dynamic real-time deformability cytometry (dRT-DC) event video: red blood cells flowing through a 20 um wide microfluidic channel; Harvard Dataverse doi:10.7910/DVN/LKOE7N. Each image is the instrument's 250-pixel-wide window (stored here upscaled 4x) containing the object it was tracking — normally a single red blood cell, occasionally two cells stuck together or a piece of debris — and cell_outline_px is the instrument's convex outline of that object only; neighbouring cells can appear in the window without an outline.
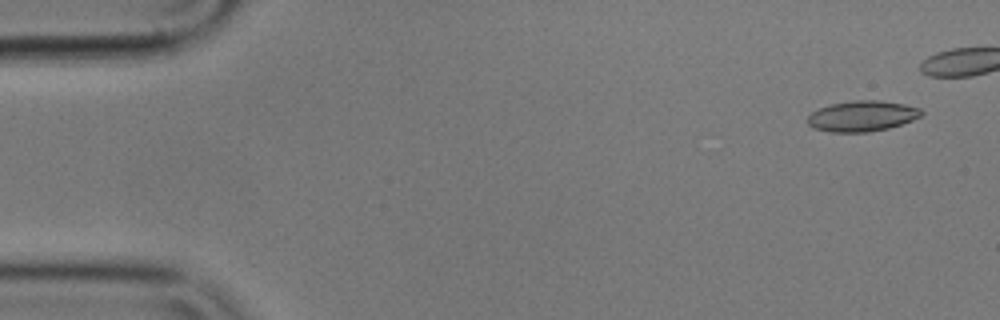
{"species": "common noctule bat (a hibernating species)", "species_latin": "Nyctalus noctula", "temperature_condition": "cold", "stored_images_in_passage": 17, "camera_frame_rate_fps": 3000, "um_per_image_px": 0.085, "animal": {"sex": "male", "body_mass_g": 17.9}, "frame": {"image": 1, "passage_image": 3, "time_ms": 0.667, "image_size_px": [1000, 320], "cell_outline_px": [[924, 112], [920, 116], [912, 120], [888, 128], [868, 132], [828, 132], [812, 128], [808, 124], [808, 116], [812, 112], [820, 108], [832, 104], [856, 100], [880, 100], [904, 104], [920, 108]], "centroid_in_image_um": [73.27, 9.87], "position_along_channel_um": 11.7, "area_um2": 20.23}}